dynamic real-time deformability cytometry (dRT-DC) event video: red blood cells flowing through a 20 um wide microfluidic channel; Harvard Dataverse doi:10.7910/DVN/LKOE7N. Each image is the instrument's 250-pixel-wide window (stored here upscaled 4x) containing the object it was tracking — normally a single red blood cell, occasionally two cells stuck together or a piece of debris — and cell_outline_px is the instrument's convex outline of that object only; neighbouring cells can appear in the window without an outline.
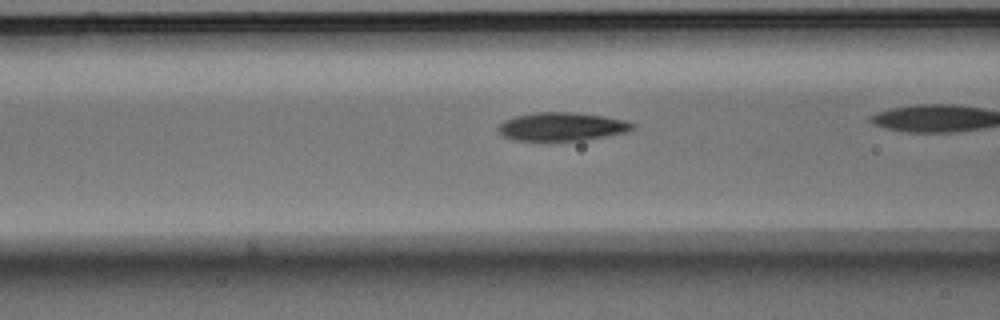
{"species": "Egyptian fruit bat (a non-hibernating species)", "species_latin": "Rousettus aegyptiacus", "temperature_condition": "warm", "stored_images_in_passage": 27, "camera_frame_rate_fps": 3000, "um_per_image_px": 0.085, "animal": {"sex": "male"}, "frame": {"image": 1, "passage_image": 5, "time_ms": 1.333, "image_size_px": [1000, 320], "cell_outline_px": [[636, 124], [632, 128], [624, 132], [604, 136], [580, 140], [516, 140], [504, 136], [496, 128], [504, 120], [516, 116], [532, 112], [568, 112], [604, 116], [624, 120]], "centroid_in_image_um": [47.71, 10.75], "position_along_channel_um": 118.9, "area_um2": 21.79}}
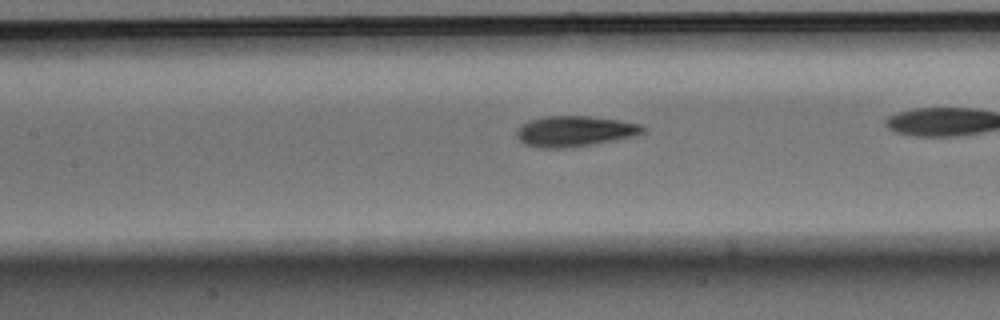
{"frame": {"image": 2, "passage_image": 8, "time_ms": 2.333, "image_size_px": [1000, 320], "cell_outline_px": [[648, 128], [644, 132], [636, 136], [616, 140], [592, 144], [564, 148], [540, 148], [524, 144], [516, 136], [516, 128], [520, 124], [528, 120], [544, 116], [588, 116], [620, 120], [640, 124]], "centroid_in_image_um": [48.84, 11.15], "position_along_channel_um": 158.6, "area_um2": 22.83}, "authors_computed_cell_mechanics": {"area_um2": 21.6172, "velocity_mm_per_s": 3.9349, "shape_relaxation_time_tau1_ms": 3.5611, "shape_relaxation_time_tau2_ms": 1.6211, "deformation_change_tau1": 0.1842, "deformation_change_tau2": 0.0924}}